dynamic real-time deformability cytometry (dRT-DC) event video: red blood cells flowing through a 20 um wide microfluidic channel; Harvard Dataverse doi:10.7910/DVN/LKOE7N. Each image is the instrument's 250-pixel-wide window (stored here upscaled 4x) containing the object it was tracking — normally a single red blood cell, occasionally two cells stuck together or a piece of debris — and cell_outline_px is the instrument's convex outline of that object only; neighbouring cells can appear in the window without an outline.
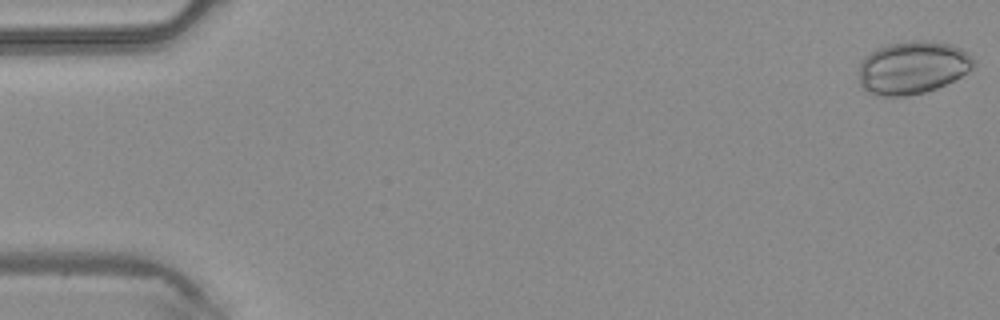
{"species": "common noctule bat (a hibernating species)", "species_latin": "Nyctalus noctula", "temperature_condition": "warm", "stored_images_in_passage": 46, "camera_frame_rate_fps": 3000, "um_per_image_px": 0.085, "animal": {"sex": "male", "body_mass_g": 20.4}, "frame": {"image": 1, "passage_image": 1, "time_ms": 0.0, "image_size_px": [1000, 320], "cell_outline_px": [[972, 68], [968, 72], [936, 88], [924, 92], [908, 96], [872, 96], [860, 88], [860, 64], [864, 56], [888, 44], [916, 40], [924, 40], [948, 44], [960, 48], [968, 52], [972, 56]], "centroid_in_image_um": [77.52, 5.76], "position_along_channel_um": 7.5, "area_um2": 35.2}}
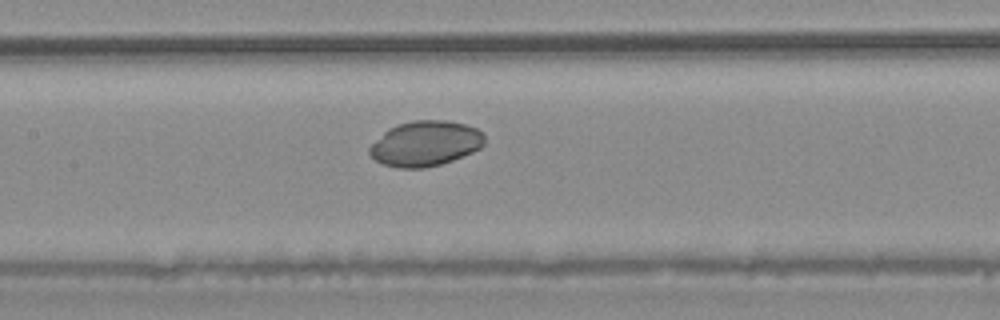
{"frame": {"image": 2, "passage_image": 22, "time_ms": 7.0, "image_size_px": [1000, 320], "cell_outline_px": [[484, 144], [480, 148], [472, 152], [452, 160], [440, 164], [424, 168], [400, 168], [384, 164], [376, 160], [368, 152], [368, 148], [388, 128], [412, 120], [444, 120], [464, 124], [476, 128], [484, 132]], "centroid_in_image_um": [36.17, 12.2], "position_along_channel_um": 171.2, "area_um2": 30.11}}
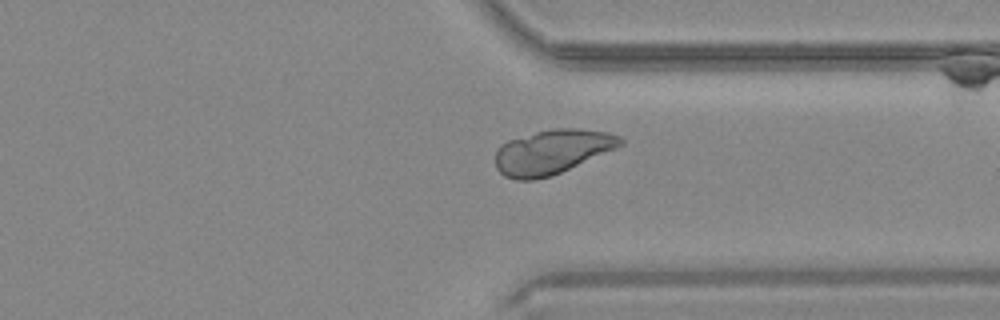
{"frame": {"image": 3, "passage_image": 35, "time_ms": 11.333, "image_size_px": [1000, 320], "cell_outline_px": [[624, 144], [616, 148], [552, 176], [532, 180], [516, 180], [504, 176], [496, 168], [496, 148], [500, 144], [508, 140], [536, 132], [552, 128], [580, 128], [608, 132], [620, 136], [624, 140]], "centroid_in_image_um": [46.92, 12.9], "position_along_channel_um": 364.5, "area_um2": 32.48}}